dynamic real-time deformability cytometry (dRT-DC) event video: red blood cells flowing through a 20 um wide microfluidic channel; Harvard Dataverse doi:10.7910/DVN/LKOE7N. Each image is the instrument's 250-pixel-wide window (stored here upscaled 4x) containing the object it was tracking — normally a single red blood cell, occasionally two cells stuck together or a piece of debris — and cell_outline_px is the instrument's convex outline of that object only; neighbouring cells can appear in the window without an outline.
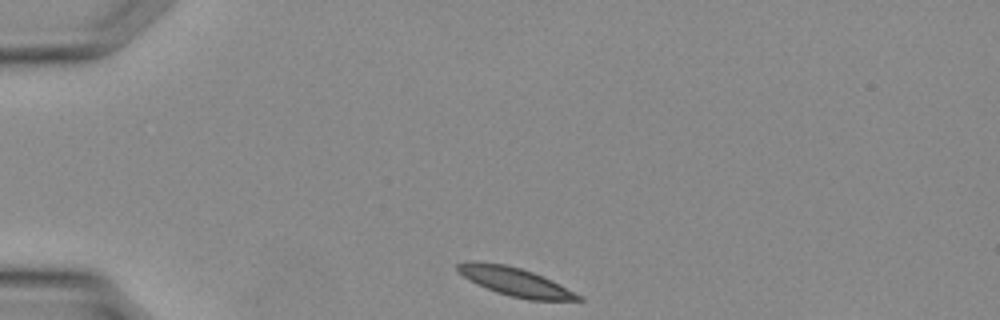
{"species": "Egyptian fruit bat (a non-hibernating species)", "species_latin": "Rousettus aegyptiacus", "temperature_condition": "warm", "stored_images_in_passage": 25, "camera_frame_rate_fps": 3000, "um_per_image_px": 0.085, "animal": {"sex": "female"}, "frame": {"image": 1, "passage_image": 1, "time_ms": 0.0, "image_size_px": [1000, 320], "cell_outline_px": [[584, 300], [528, 300], [508, 296], [496, 292], [464, 276], [456, 268], [456, 264], [468, 260], [476, 260], [504, 264], [520, 268], [544, 276], [584, 296]], "centroid_in_image_um": [43.84, 23.94], "position_along_channel_um": 41.2, "area_um2": 20.0}}
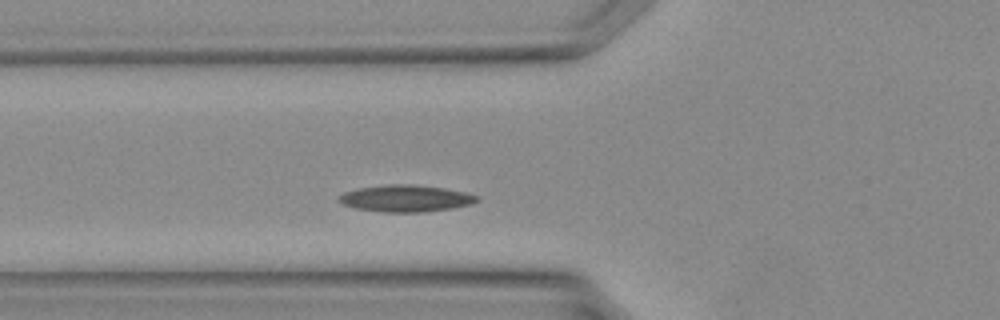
{"frame": {"image": 2, "passage_image": 6, "time_ms": 1.667, "image_size_px": [1000, 320], "cell_outline_px": [[480, 200], [472, 204], [452, 208], [420, 212], [384, 212], [356, 208], [344, 204], [340, 200], [340, 196], [344, 192], [360, 188], [388, 184], [416, 184], [444, 188], [464, 192], [480, 196]], "centroid_in_image_um": [34.56, 16.86], "position_along_channel_um": 91.2, "area_um2": 21.39}}
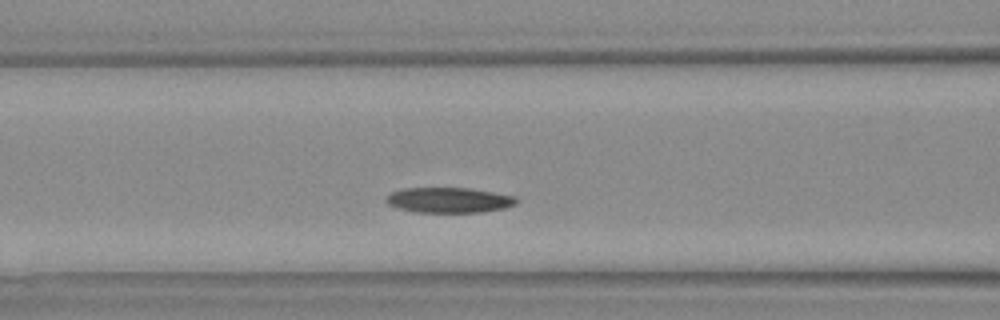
{"frame": {"image": 3, "passage_image": 8, "time_ms": 2.333, "image_size_px": [1000, 320], "cell_outline_px": [[520, 200], [516, 204], [504, 208], [484, 212], [416, 212], [400, 208], [388, 204], [384, 200], [392, 192], [404, 188], [468, 188], [516, 196]], "centroid_in_image_um": [38.2, 17.01], "position_along_channel_um": 128.4, "area_um2": 19.13}}